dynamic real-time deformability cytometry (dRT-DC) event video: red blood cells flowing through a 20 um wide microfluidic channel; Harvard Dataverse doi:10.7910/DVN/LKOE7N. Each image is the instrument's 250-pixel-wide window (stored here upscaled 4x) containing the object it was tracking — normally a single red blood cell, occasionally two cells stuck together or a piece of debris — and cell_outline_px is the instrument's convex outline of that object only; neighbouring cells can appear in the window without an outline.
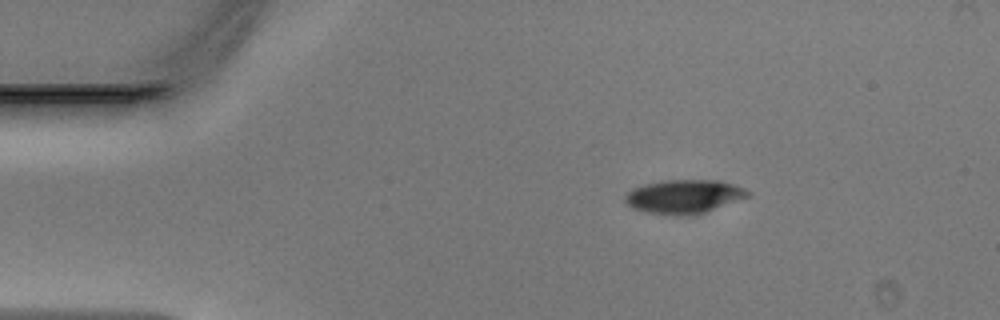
{"species": "Egyptian fruit bat (a non-hibernating species)", "species_latin": "Rousettus aegyptiacus", "temperature_condition": "warm", "stored_images_in_passage": 41, "camera_frame_rate_fps": 3000, "um_per_image_px": 0.085, "animal": {"sex": "male"}, "frame": {"image": 1, "passage_image": 1, "time_ms": 0.0, "image_size_px": [1000, 320], "cell_outline_px": [[752, 192], [748, 196], [704, 212], [692, 216], [676, 216], [648, 212], [632, 208], [624, 200], [624, 196], [628, 192], [636, 188], [648, 184], [664, 180], [716, 180], [732, 184], [744, 188]], "centroid_in_image_um": [58.13, 16.71], "position_along_channel_um": 26.9, "area_um2": 23.81}}
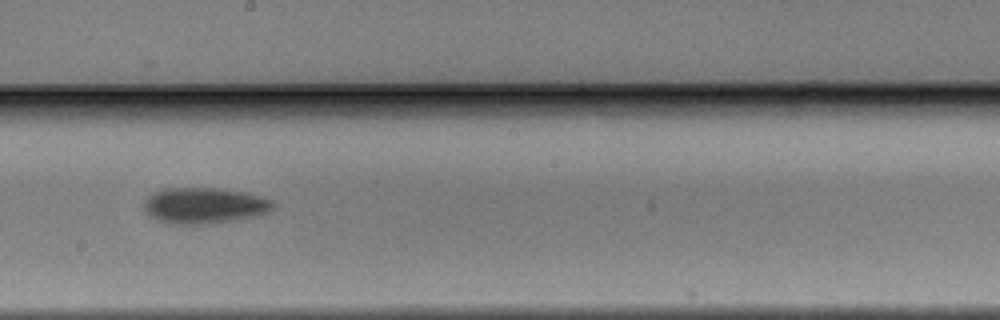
{"frame": {"image": 2, "passage_image": 20, "time_ms": 6.333, "image_size_px": [1000, 320], "cell_outline_px": [[276, 208], [268, 212], [252, 216], [208, 224], [168, 224], [156, 220], [144, 208], [144, 200], [148, 196], [164, 188], [216, 188], [248, 192], [272, 200], [276, 204]], "centroid_in_image_um": [17.39, 17.46], "position_along_channel_um": 230.8, "area_um2": 27.05}}
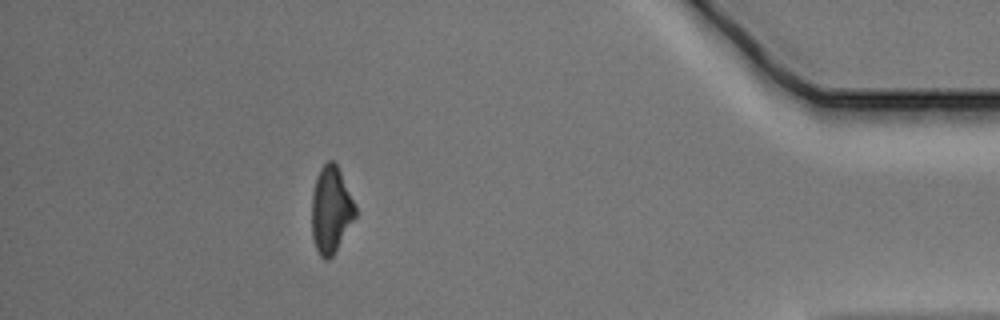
{"frame": {"image": 3, "passage_image": 36, "time_ms": 11.667, "image_size_px": [1000, 320], "cell_outline_px": [[356, 216], [332, 256], [328, 260], [320, 256], [316, 248], [312, 236], [312, 196], [316, 176], [320, 168], [328, 160], [332, 160], [336, 164], [356, 204]], "centroid_in_image_um": [28.13, 17.82], "position_along_channel_um": 407.1, "area_um2": 21.85}}